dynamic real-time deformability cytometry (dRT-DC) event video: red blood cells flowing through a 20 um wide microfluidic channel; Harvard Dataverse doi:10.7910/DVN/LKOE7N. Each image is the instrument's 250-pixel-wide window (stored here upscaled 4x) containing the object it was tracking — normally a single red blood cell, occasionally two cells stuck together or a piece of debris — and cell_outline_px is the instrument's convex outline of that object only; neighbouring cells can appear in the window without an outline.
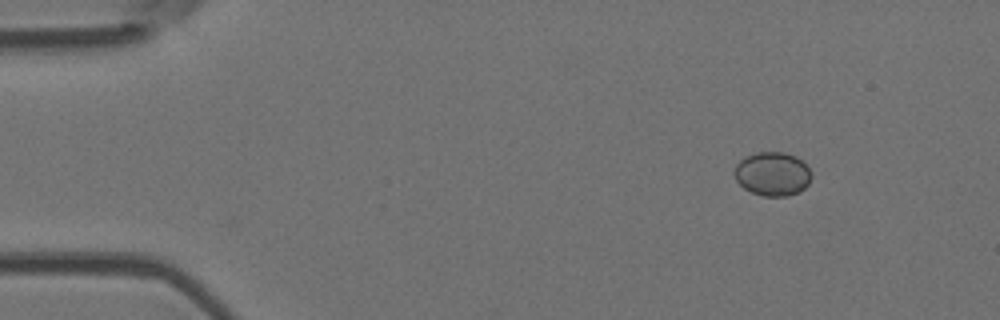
{"species": "Egyptian fruit bat (a non-hibernating species)", "species_latin": "Rousettus aegyptiacus", "temperature_condition": "room temperature", "stored_images_in_passage": 4, "camera_frame_rate_fps": 3000, "um_per_image_px": 0.085, "animal": {"sex": "female"}, "frame": {"image": 1, "passage_image": 1, "time_ms": 0.0, "image_size_px": [1000, 320], "cell_outline_px": [[812, 176], [808, 184], [800, 192], [788, 196], [764, 196], [752, 192], [744, 188], [736, 180], [732, 172], [736, 164], [744, 156], [756, 152], [784, 152], [796, 156], [812, 172]], "centroid_in_image_um": [65.64, 14.78], "position_along_channel_um": 19.4, "area_um2": 19.88}}
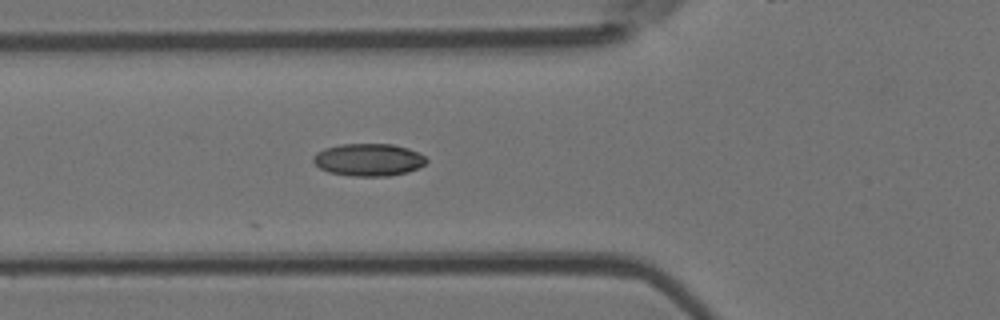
{"frame": {"image": 2, "passage_image": 4, "time_ms": 4.333, "image_size_px": [1000, 320], "cell_outline_px": [[428, 160], [424, 164], [408, 172], [388, 176], [352, 176], [328, 172], [320, 168], [312, 160], [312, 156], [316, 152], [324, 148], [340, 144], [392, 144], [408, 148], [424, 156]], "centroid_in_image_um": [31.29, 13.58], "position_along_channel_um": 94.5, "area_um2": 21.39}}